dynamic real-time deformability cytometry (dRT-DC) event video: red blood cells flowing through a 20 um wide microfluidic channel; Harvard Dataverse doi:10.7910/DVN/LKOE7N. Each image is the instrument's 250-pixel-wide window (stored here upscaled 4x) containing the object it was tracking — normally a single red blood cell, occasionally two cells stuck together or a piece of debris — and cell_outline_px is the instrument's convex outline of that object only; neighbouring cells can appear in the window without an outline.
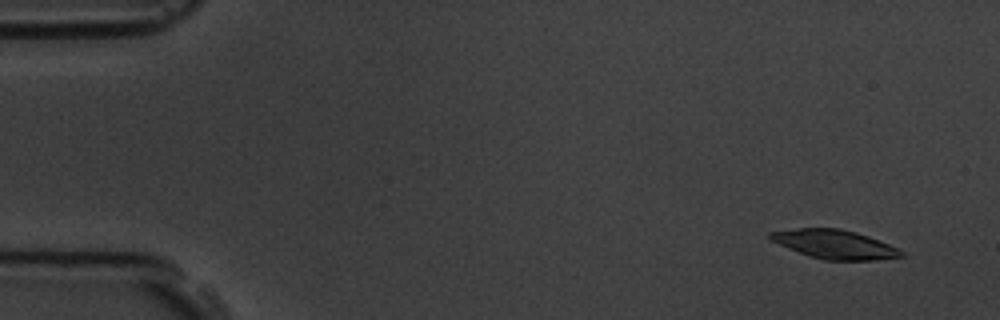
{"species": "common noctule bat (a hibernating species)", "species_latin": "Nyctalus noctula", "temperature_condition": "room temperature", "stored_images_in_passage": 3, "camera_frame_rate_fps": 3000, "um_per_image_px": 0.085, "animal": {"sex": "male", "body_mass_g": 19.5, "forearm_length_mm": 54.6}, "frame": {"image": 1, "passage_image": 1, "time_ms": 0.0, "image_size_px": [1000, 320], "cell_outline_px": [[904, 256], [872, 260], [824, 260], [808, 256], [780, 244], [772, 240], [768, 236], [768, 232], [796, 228], [840, 228], [856, 232], [868, 236], [888, 244], [904, 252]], "centroid_in_image_um": [70.93, 20.76], "position_along_channel_um": 14.1, "area_um2": 21.85}}